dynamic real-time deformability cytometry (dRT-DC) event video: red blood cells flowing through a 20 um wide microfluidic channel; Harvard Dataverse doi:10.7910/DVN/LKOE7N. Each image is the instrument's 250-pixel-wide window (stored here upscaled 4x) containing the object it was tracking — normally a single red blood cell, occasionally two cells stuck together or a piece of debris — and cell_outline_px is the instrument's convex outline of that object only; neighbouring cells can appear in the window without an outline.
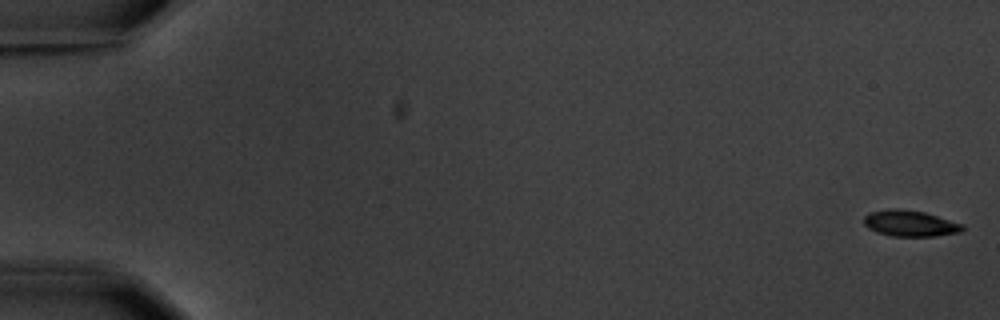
{"species": "common noctule bat (a hibernating species)", "species_latin": "Nyctalus noctula", "temperature_condition": "warm", "stored_images_in_passage": 5, "camera_frame_rate_fps": 3000, "um_per_image_px": 0.085, "animal": {"sex": "male", "body_mass_g": 20.1, "forearm_length_mm": 53.5}, "frame": {"image": 1, "passage_image": 1, "time_ms": 0.0, "image_size_px": [1000, 320], "cell_outline_px": [[964, 228], [960, 232], [936, 236], [892, 236], [876, 232], [868, 228], [864, 224], [864, 216], [868, 212], [892, 208], [900, 208], [924, 212], [964, 224]], "centroid_in_image_um": [77.34, 18.98], "position_along_channel_um": 7.7, "area_um2": 15.09}}
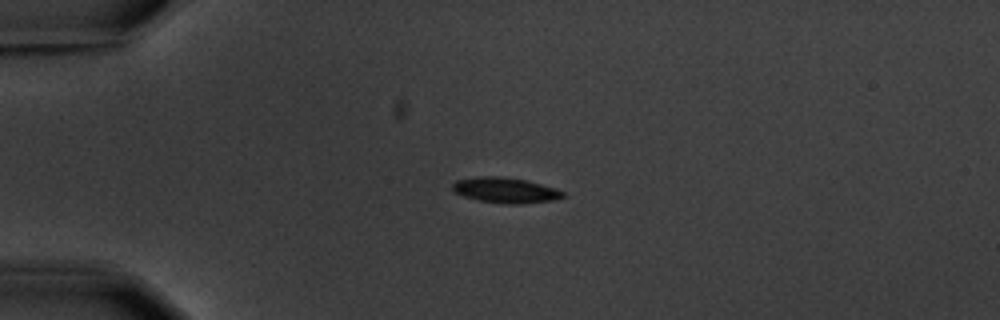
{"frame": {"image": 2, "passage_image": 4, "time_ms": 4.667, "image_size_px": [1000, 320], "cell_outline_px": [[568, 196], [552, 200], [516, 204], [508, 204], [480, 200], [464, 196], [452, 192], [452, 184], [456, 180], [480, 176], [500, 176], [524, 180], [556, 188], [564, 192]], "centroid_in_image_um": [42.95, 16.16], "position_along_channel_um": 42.1, "area_um2": 16.24}}